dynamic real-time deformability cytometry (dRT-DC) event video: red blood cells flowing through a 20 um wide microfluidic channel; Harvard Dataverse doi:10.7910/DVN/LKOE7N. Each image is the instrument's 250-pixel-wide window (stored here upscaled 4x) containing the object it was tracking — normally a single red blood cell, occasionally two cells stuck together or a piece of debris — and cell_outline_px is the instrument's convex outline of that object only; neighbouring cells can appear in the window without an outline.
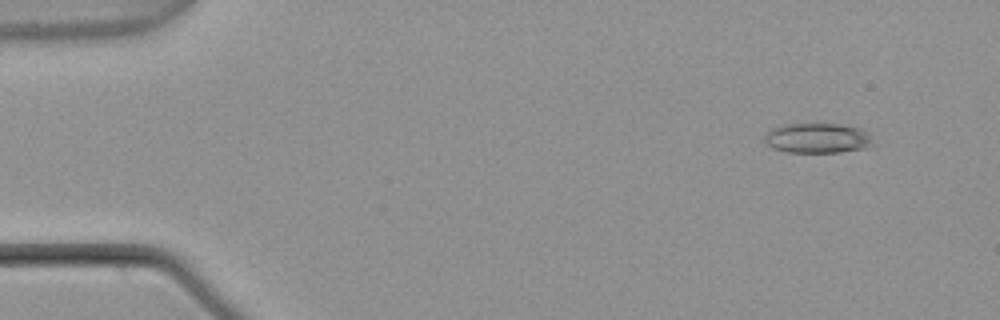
{"species": "common noctule bat (a hibernating species)", "species_latin": "Nyctalus noctula", "temperature_condition": "warm", "stored_images_in_passage": 50, "camera_frame_rate_fps": 3000, "um_per_image_px": 0.085, "animal": {"sex": "male", "body_mass_g": 21.5, "forearm_length_mm": 52.0}, "frame": {"image": 1, "passage_image": 1, "time_ms": 0.0, "image_size_px": [1000, 320], "cell_outline_px": [[876, 144], [868, 148], [840, 152], [788, 152], [772, 148], [764, 140], [764, 132], [780, 124], [840, 124], [860, 128], [868, 132]], "centroid_in_image_um": [69.51, 11.74], "position_along_channel_um": 15.5, "area_um2": 19.31}}
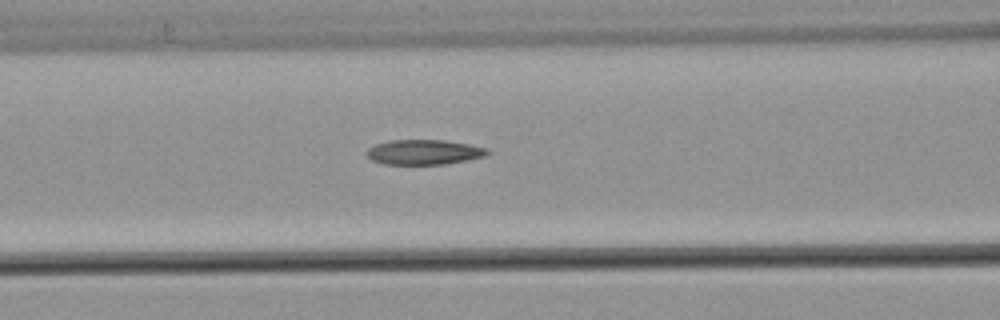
{"frame": {"image": 2, "passage_image": 19, "time_ms": 6.0, "image_size_px": [1000, 320], "cell_outline_px": [[492, 152], [484, 156], [468, 160], [444, 164], [384, 164], [372, 160], [364, 152], [368, 148], [376, 144], [388, 140], [444, 140], [468, 144], [488, 148]], "centroid_in_image_um": [36.04, 12.93], "position_along_channel_um": 130.6, "area_um2": 17.63}}
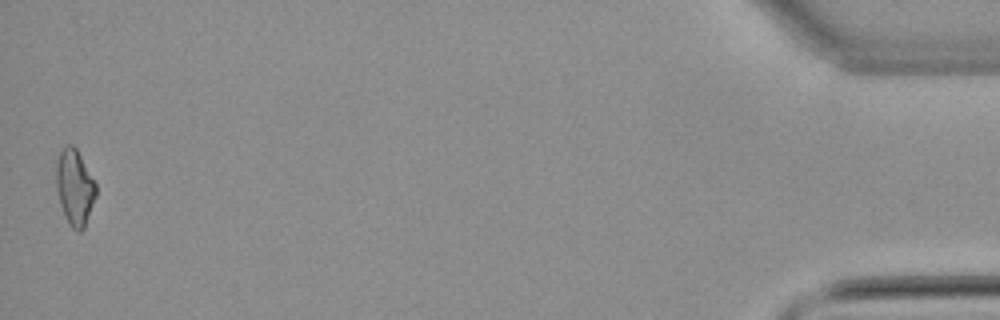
{"frame": {"image": 3, "passage_image": 50, "time_ms": 16.333, "image_size_px": [1000, 320], "cell_outline_px": [[96, 196], [84, 228], [80, 232], [76, 232], [72, 228], [64, 216], [60, 204], [56, 188], [56, 164], [60, 152], [68, 144], [72, 144], [76, 148], [96, 184]], "centroid_in_image_um": [6.34, 15.95], "position_along_channel_um": 428.9, "area_um2": 17.46}, "authors_computed_cell_mechanics": {"area_um2": 18.0336, "velocity_mm_per_s": 3.8106, "shape_relaxation_time_tau1_ms": null, "shape_relaxation_time_tau2_ms": 4.0656, "deformation_change_tau1": null, "deformation_change_tau2": 0.1448}}